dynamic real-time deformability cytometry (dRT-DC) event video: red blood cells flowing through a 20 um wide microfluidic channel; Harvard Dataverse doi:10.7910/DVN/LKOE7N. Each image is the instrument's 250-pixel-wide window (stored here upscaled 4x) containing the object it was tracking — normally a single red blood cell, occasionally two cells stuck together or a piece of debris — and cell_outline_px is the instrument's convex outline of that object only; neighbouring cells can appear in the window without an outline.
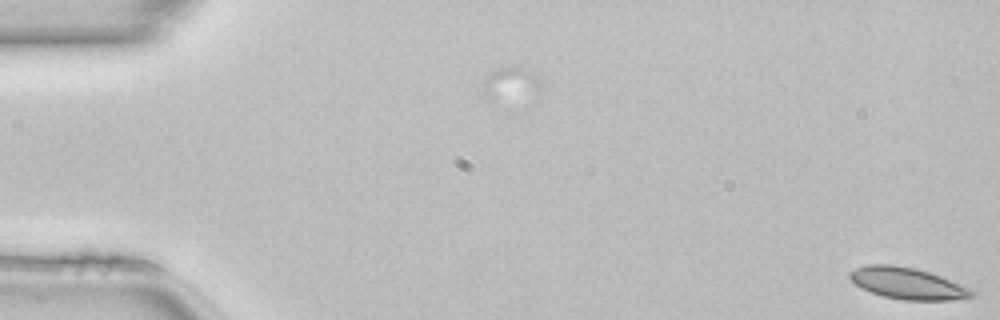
{"species": "common noctule bat (a hibernating species)", "species_latin": "Nyctalus noctula", "temperature_condition": "room temperature", "stored_images_in_passage": 6, "segment_of_instrument_passage": [2, 2], "camera_frame_rate_fps": 3000, "um_per_image_px": 0.085, "animal": {"sex": "female", "body_mass_g": 22.7, "forearm_length_mm": 54.2}, "frame": {"image": 1, "passage_image": 6, "time_ms": 1.667, "image_size_px": [1000, 320], "cell_outline_px": [[976, 296], [952, 300], [904, 300], [884, 296], [872, 292], [856, 284], [848, 276], [848, 272], [856, 268], [868, 264], [892, 264], [916, 268], [940, 276], [972, 288], [976, 292]], "centroid_in_image_um": [77.18, 24.08], "position_along_channel_um": 7.8, "area_um2": 22.43}}